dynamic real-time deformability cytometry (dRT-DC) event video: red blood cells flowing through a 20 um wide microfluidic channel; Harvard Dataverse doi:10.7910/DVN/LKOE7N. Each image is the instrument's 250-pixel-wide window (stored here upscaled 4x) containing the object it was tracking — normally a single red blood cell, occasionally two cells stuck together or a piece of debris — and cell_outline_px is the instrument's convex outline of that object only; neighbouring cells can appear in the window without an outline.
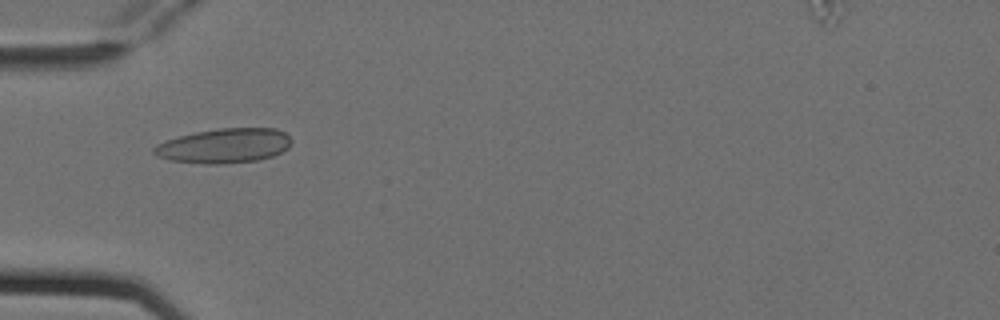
{"species": "Egyptian fruit bat (a non-hibernating species)", "species_latin": "Rousettus aegyptiacus", "temperature_condition": "cold", "stored_images_in_passage": 8, "segment_of_instrument_passage": [2, 2], "camera_frame_rate_fps": 3000, "um_per_image_px": 0.085, "animal": {"sex": "female"}, "frame": {"image": 1, "passage_image": 6, "time_ms": 1.667, "image_size_px": [1000, 320], "cell_outline_px": [[292, 144], [288, 148], [272, 156], [256, 160], [220, 164], [204, 164], [168, 160], [156, 156], [152, 152], [152, 148], [156, 144], [164, 140], [196, 132], [220, 128], [276, 128], [284, 132], [292, 140]], "centroid_in_image_um": [19.03, 12.39], "position_along_channel_um": 66.0, "area_um2": 27.86}}
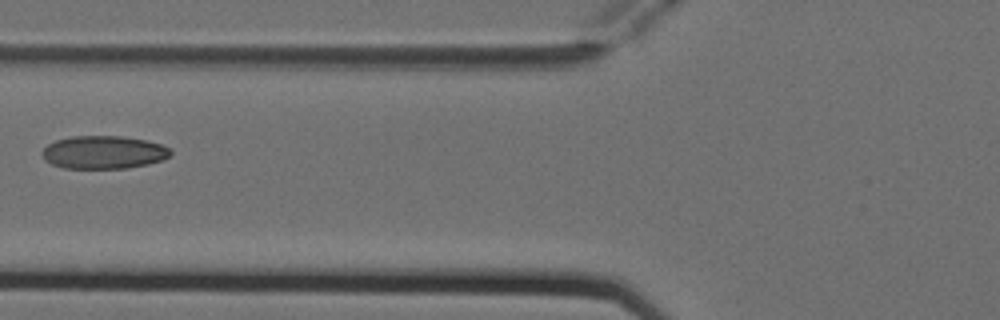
{"frame": {"image": 2, "passage_image": 7, "time_ms": 2.0, "image_size_px": [1000, 320], "cell_outline_px": [[172, 152], [164, 160], [148, 164], [128, 168], [64, 168], [52, 164], [44, 160], [40, 152], [48, 144], [56, 140], [72, 136], [120, 136], [144, 140], [160, 144], [172, 148]], "centroid_in_image_um": [8.8, 12.95], "position_along_channel_um": 117.0, "area_um2": 24.8}}
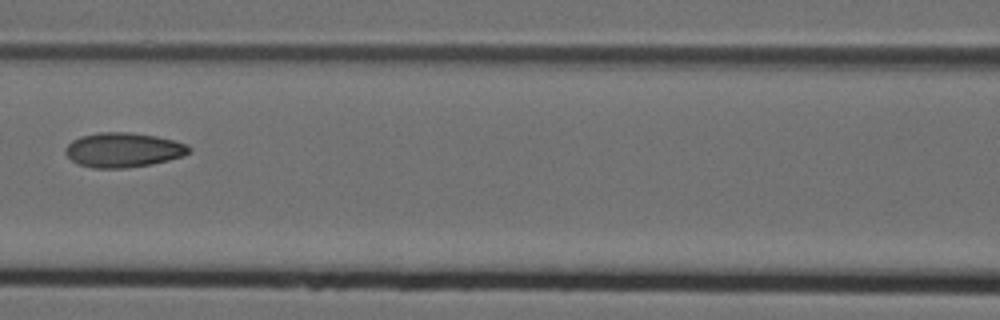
{"frame": {"image": 3, "passage_image": 8, "time_ms": 2.333, "image_size_px": [1000, 320], "cell_outline_px": [[192, 148], [184, 156], [152, 164], [124, 168], [92, 168], [80, 164], [72, 160], [64, 152], [64, 148], [72, 140], [80, 136], [100, 132], [132, 132], [156, 136], [188, 144]], "centroid_in_image_um": [10.47, 12.74], "position_along_channel_um": 156.1, "area_um2": 24.97}}